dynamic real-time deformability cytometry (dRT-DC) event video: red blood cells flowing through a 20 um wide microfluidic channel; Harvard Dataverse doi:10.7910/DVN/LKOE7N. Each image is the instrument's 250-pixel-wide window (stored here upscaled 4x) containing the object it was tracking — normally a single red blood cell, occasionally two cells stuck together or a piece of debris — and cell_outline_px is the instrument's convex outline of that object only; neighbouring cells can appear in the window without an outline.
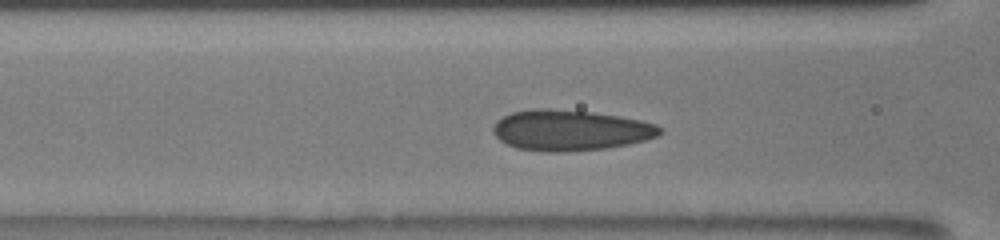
{"species": "human", "species_latin": "Homo sapiens", "temperature_condition": "room temperature", "stored_images_in_passage": 28, "camera_frame_rate_fps": 3000, "um_per_image_px": 0.085, "donor": {"sex": "male"}, "frame": {"image": 1, "passage_image": 5, "time_ms": 1.667, "image_size_px": [1000, 240], "cell_outline_px": [[664, 132], [660, 136], [628, 144], [604, 148], [564, 152], [544, 152], [516, 148], [500, 140], [492, 132], [492, 128], [496, 120], [512, 112], [532, 108], [548, 108], [592, 112], [620, 116], [640, 120], [656, 124], [664, 128]], "centroid_in_image_um": [48.49, 11.07], "position_along_channel_um": 118.1, "area_um2": 39.88}}
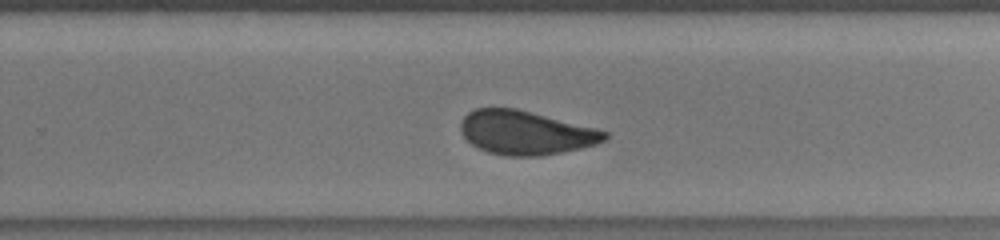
{"frame": {"image": 2, "passage_image": 19, "time_ms": 6.0, "image_size_px": [1000, 240], "cell_outline_px": [[608, 136], [604, 140], [596, 144], [580, 148], [540, 156], [504, 156], [488, 152], [476, 148], [460, 132], [460, 124], [464, 116], [468, 112], [476, 108], [516, 108], [596, 128], [608, 132]], "centroid_in_image_um": [44.65, 11.28], "position_along_channel_um": 285.2, "area_um2": 36.76}}
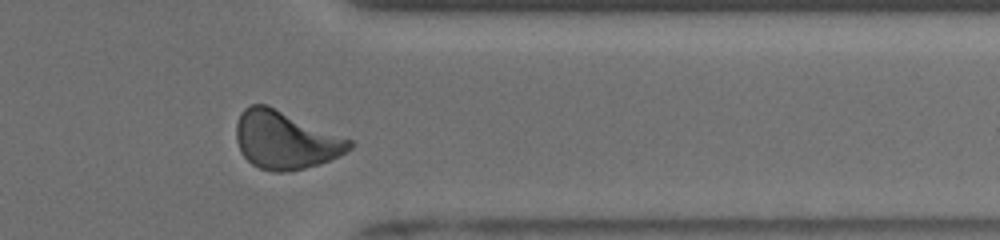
{"frame": {"image": 3, "passage_image": 24, "time_ms": 8.667, "image_size_px": [1000, 240], "cell_outline_px": [[356, 144], [352, 148], [320, 164], [304, 168], [280, 172], [272, 172], [260, 168], [252, 164], [240, 152], [236, 140], [236, 124], [240, 112], [244, 108], [252, 104], [268, 104], [352, 140]], "centroid_in_image_um": [24.23, 11.89], "position_along_channel_um": 387.2, "area_um2": 38.26}, "authors_computed_cell_mechanics": {"area_um2": 37.7723, "velocity_mm_per_s": 3.8589, "shape_relaxation_time_tau1_ms": 5.5468, "shape_relaxation_time_tau2_ms": 0.6903, "deformation_change_tau1": 0.1307, "deformation_change_tau2": 0.0415}}